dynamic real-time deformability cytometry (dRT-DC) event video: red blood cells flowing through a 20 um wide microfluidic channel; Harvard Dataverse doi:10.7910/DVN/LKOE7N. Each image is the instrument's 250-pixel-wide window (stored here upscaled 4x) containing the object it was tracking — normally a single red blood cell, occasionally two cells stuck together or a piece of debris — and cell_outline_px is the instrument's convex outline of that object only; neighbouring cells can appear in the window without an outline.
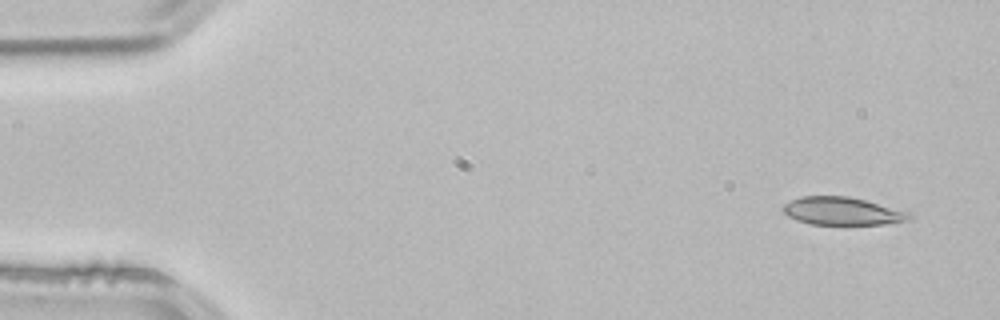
{"species": "common noctule bat (a hibernating species)", "species_latin": "Nyctalus noctula", "temperature_condition": "room temperature", "stored_images_in_passage": 3, "camera_frame_rate_fps": 3000, "um_per_image_px": 0.085, "animal": {"sex": "male", "body_mass_g": 21.5, "forearm_length_mm": 52.0}, "frame": {"image": 1, "passage_image": 1, "time_ms": 0.0, "image_size_px": [1000, 320], "cell_outline_px": [[912, 216], [908, 220], [888, 224], [812, 224], [796, 220], [788, 216], [784, 212], [784, 204], [800, 196], [848, 196], [864, 200], [908, 212]], "centroid_in_image_um": [71.57, 17.95], "position_along_channel_um": 13.4, "area_um2": 20.17}}
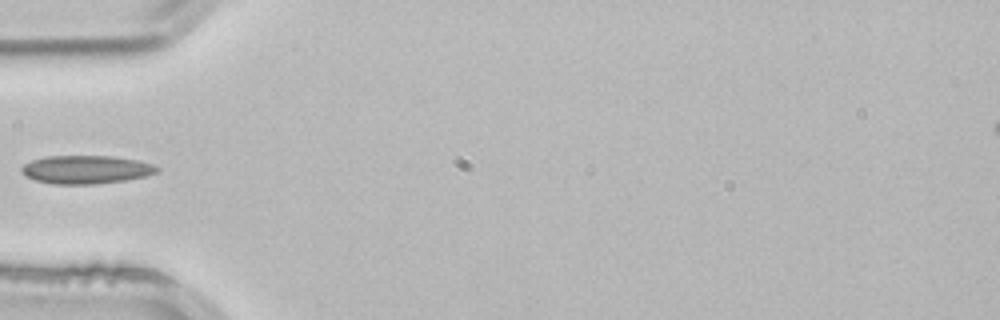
{"frame": {"image": 2, "passage_image": 3, "time_ms": 0.667, "image_size_px": [1000, 320], "cell_outline_px": [[160, 168], [156, 172], [144, 176], [124, 180], [92, 184], [56, 184], [36, 180], [28, 176], [20, 168], [24, 164], [32, 160], [44, 156], [112, 156], [140, 160], [152, 164]], "centroid_in_image_um": [7.33, 14.4], "position_along_channel_um": 77.7, "area_um2": 22.08}}